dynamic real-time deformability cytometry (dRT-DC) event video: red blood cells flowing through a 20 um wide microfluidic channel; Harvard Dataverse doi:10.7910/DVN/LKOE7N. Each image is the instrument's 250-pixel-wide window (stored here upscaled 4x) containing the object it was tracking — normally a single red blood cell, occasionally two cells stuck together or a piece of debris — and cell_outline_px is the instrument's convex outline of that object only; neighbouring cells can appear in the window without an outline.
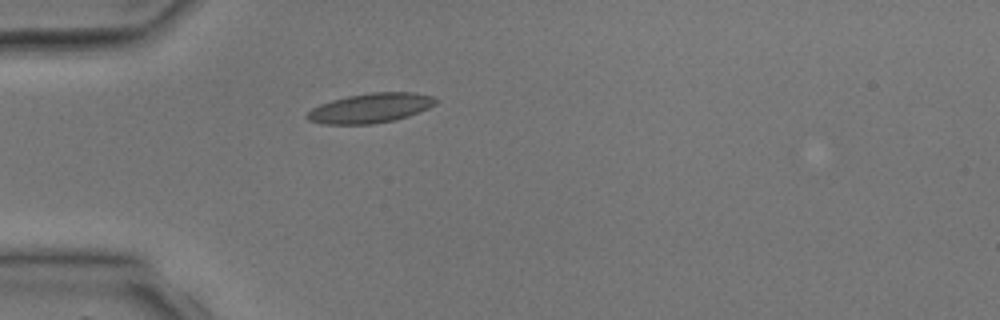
{"species": "common noctule bat (a hibernating species)", "species_latin": "Nyctalus noctula", "temperature_condition": "room temperature", "stored_images_in_passage": 2, "camera_frame_rate_fps": 3000, "um_per_image_px": 0.085, "animal": {"sex": "male", "body_mass_g": 17.9, "forearm_length_mm": 54.2}, "frame": {"image": 1, "passage_image": 2, "time_ms": 2.0, "image_size_px": [1000, 320], "cell_outline_px": [[440, 100], [436, 104], [428, 108], [408, 116], [396, 120], [372, 124], [320, 124], [308, 120], [304, 116], [312, 108], [320, 104], [332, 100], [348, 96], [372, 92], [416, 92], [432, 96]], "centroid_in_image_um": [31.5, 9.19], "position_along_channel_um": 53.5, "area_um2": 22.37}}